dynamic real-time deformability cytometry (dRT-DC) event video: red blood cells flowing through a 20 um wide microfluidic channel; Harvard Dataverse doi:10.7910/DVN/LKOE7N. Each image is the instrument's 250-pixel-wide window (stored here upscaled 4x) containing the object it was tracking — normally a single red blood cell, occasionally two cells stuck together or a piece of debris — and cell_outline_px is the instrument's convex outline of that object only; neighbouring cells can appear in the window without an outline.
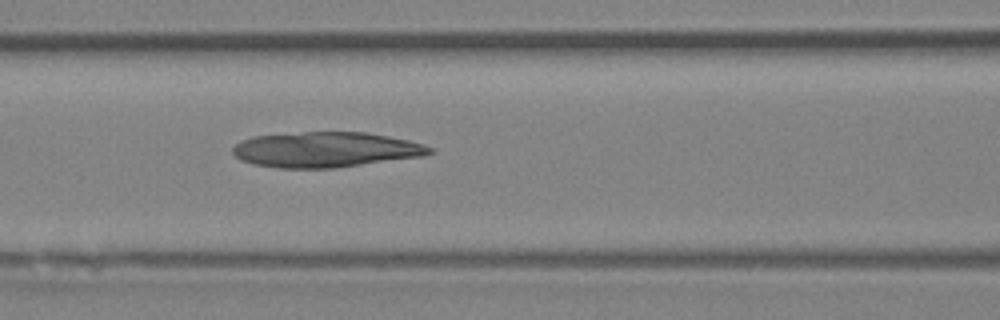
{"species": "Egyptian fruit bat (a non-hibernating species)", "species_latin": "Rousettus aegyptiacus", "temperature_condition": "room temperature", "stored_images_in_passage": 49, "camera_frame_rate_fps": 3000, "um_per_image_px": 0.085, "animal": {"sex": "female"}, "frame": {"image": 1, "passage_image": 21, "time_ms": 6.667, "image_size_px": [1000, 320], "cell_outline_px": [[436, 152], [424, 156], [336, 168], [280, 168], [252, 164], [240, 160], [232, 152], [232, 148], [240, 140], [252, 136], [304, 132], [368, 132], [408, 140], [424, 144], [432, 148]], "centroid_in_image_um": [27.69, 12.72], "position_along_channel_um": 138.9, "area_um2": 40.81}}
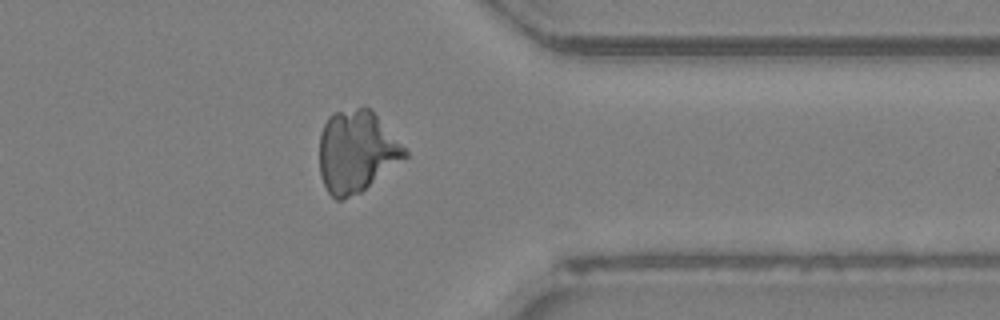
{"frame": {"image": 2, "passage_image": 39, "time_ms": 12.667, "image_size_px": [1000, 320], "cell_outline_px": [[408, 156], [360, 192], [340, 200], [336, 200], [328, 192], [320, 176], [320, 132], [328, 116], [336, 112], [364, 104], [372, 108], [408, 152]], "centroid_in_image_um": [30.3, 12.83], "position_along_channel_um": 381.1, "area_um2": 40.86}}
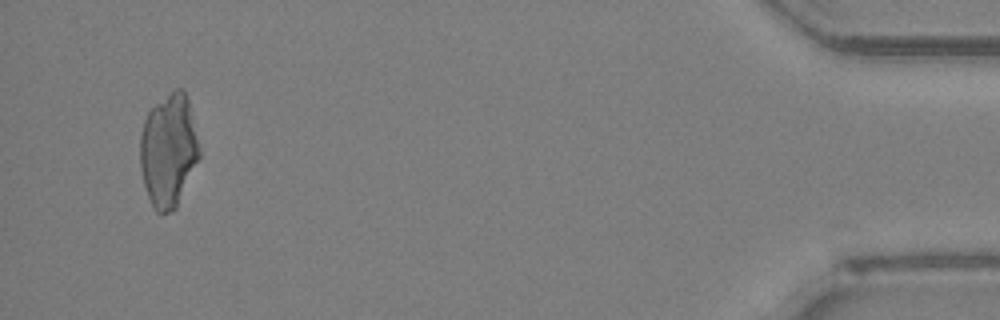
{"frame": {"image": 3, "passage_image": 47, "time_ms": 15.333, "image_size_px": [1000, 320], "cell_outline_px": [[200, 160], [176, 208], [172, 212], [156, 212], [148, 196], [144, 184], [140, 168], [140, 136], [144, 120], [148, 112], [172, 88], [180, 88], [184, 92], [188, 100], [200, 148]], "centroid_in_image_um": [14.33, 12.8], "position_along_channel_um": 420.9, "area_um2": 39.25}}